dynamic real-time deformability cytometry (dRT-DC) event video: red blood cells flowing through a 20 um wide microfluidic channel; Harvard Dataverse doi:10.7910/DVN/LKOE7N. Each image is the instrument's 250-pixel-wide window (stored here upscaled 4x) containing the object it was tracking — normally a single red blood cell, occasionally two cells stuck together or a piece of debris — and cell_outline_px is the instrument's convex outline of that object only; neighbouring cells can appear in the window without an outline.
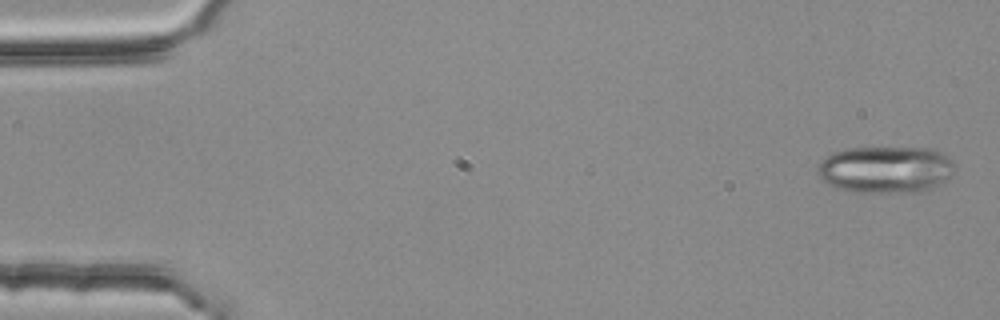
{"species": "common noctule bat (a hibernating species)", "species_latin": "Nyctalus noctula", "temperature_condition": "room temperature", "stored_images_in_passage": 3, "camera_frame_rate_fps": 3000, "um_per_image_px": 0.085, "animal": {"sex": "female", "body_mass_g": 25.1}, "frame": {"image": 1, "passage_image": 1, "time_ms": 0.0, "image_size_px": [1000, 320], "cell_outline_px": [[956, 168], [936, 188], [924, 192], [852, 192], [828, 184], [816, 172], [816, 168], [832, 152], [844, 148], [928, 148], [940, 152], [948, 156], [956, 164]], "centroid_in_image_um": [75.31, 14.41], "position_along_channel_um": 9.7, "area_um2": 37.63}}